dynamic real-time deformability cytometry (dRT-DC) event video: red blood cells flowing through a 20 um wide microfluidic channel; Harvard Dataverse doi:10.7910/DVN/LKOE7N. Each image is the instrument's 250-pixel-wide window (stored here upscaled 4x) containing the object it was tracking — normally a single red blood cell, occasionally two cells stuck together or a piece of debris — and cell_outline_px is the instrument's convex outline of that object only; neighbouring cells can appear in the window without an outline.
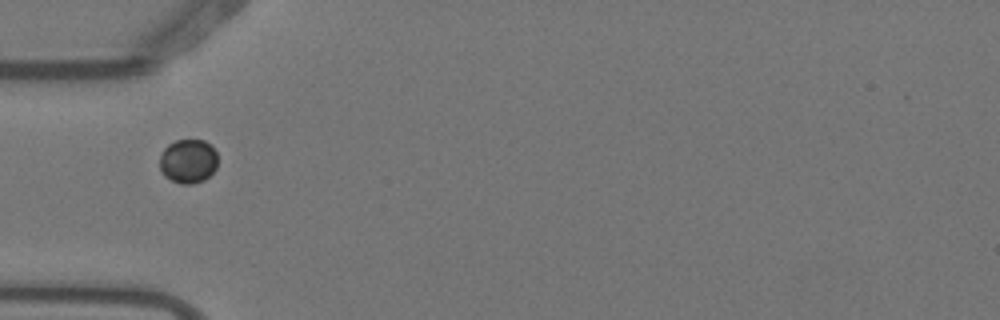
{"species": "Egyptian fruit bat (a non-hibernating species)", "species_latin": "Rousettus aegyptiacus", "temperature_condition": "warm", "stored_images_in_passage": 5, "camera_frame_rate_fps": 3000, "um_per_image_px": 0.085, "animal": {"sex": "female"}, "frame": {"image": 1, "passage_image": 3, "time_ms": 0.667, "image_size_px": [1000, 320], "cell_outline_px": [[216, 168], [204, 180], [192, 184], [180, 184], [164, 176], [160, 172], [160, 152], [168, 144], [176, 140], [204, 140], [212, 144], [216, 152]], "centroid_in_image_um": [15.97, 13.69], "position_along_channel_um": 69.0, "area_um2": 15.09}}
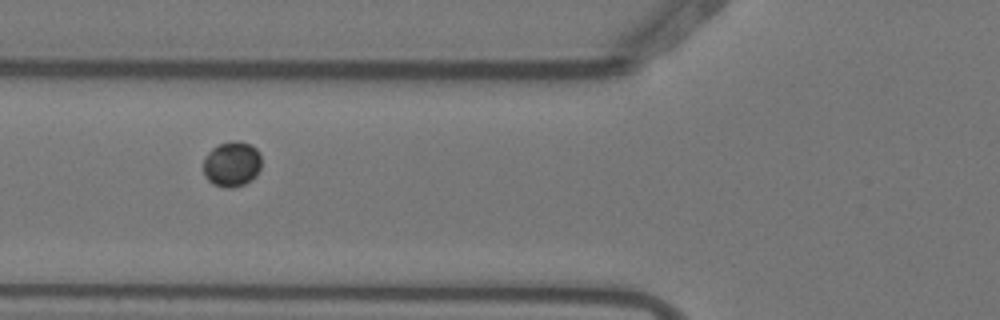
{"frame": {"image": 2, "passage_image": 4, "time_ms": 1.0, "image_size_px": [1000, 320], "cell_outline_px": [[260, 168], [256, 176], [252, 180], [244, 184], [232, 188], [224, 188], [212, 184], [204, 176], [204, 156], [212, 148], [220, 144], [232, 140], [236, 140], [252, 144], [260, 152]], "centroid_in_image_um": [19.71, 13.94], "position_along_channel_um": 106.1, "area_um2": 15.61}}
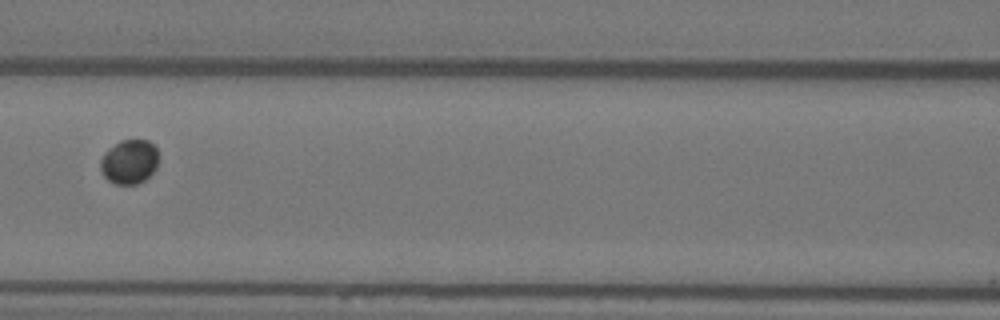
{"frame": {"image": 3, "passage_image": 5, "time_ms": 1.333, "image_size_px": [1000, 320], "cell_outline_px": [[160, 156], [156, 168], [144, 180], [136, 184], [116, 184], [108, 180], [104, 176], [100, 168], [100, 160], [104, 152], [108, 148], [120, 140], [148, 140], [156, 148]], "centroid_in_image_um": [10.99, 13.73], "position_along_channel_um": 155.6, "area_um2": 15.14}}